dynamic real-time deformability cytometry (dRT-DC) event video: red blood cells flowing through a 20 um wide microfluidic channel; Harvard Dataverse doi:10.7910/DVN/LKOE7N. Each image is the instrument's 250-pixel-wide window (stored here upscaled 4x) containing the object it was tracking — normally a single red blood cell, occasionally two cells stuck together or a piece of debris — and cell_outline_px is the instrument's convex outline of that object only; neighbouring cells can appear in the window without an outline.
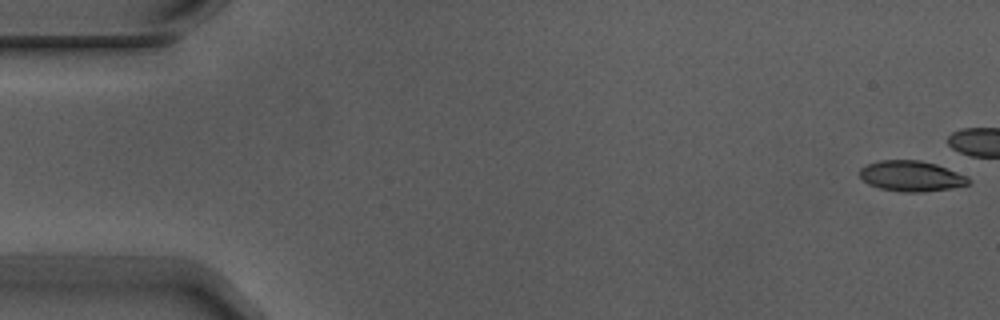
{"species": "Egyptian fruit bat (a non-hibernating species)", "species_latin": "Rousettus aegyptiacus", "temperature_condition": "warm", "stored_images_in_passage": 6, "camera_frame_rate_fps": 3000, "um_per_image_px": 0.085, "animal": {"sex": "male"}, "frame": {"image": 1, "passage_image": 1, "time_ms": 0.0, "image_size_px": [1000, 320], "cell_outline_px": [[972, 180], [968, 184], [952, 188], [924, 192], [900, 192], [880, 188], [868, 184], [860, 176], [860, 168], [868, 164], [880, 160], [920, 160], [936, 164], [968, 176]], "centroid_in_image_um": [77.48, 14.97], "position_along_channel_um": 7.5, "area_um2": 19.42}}